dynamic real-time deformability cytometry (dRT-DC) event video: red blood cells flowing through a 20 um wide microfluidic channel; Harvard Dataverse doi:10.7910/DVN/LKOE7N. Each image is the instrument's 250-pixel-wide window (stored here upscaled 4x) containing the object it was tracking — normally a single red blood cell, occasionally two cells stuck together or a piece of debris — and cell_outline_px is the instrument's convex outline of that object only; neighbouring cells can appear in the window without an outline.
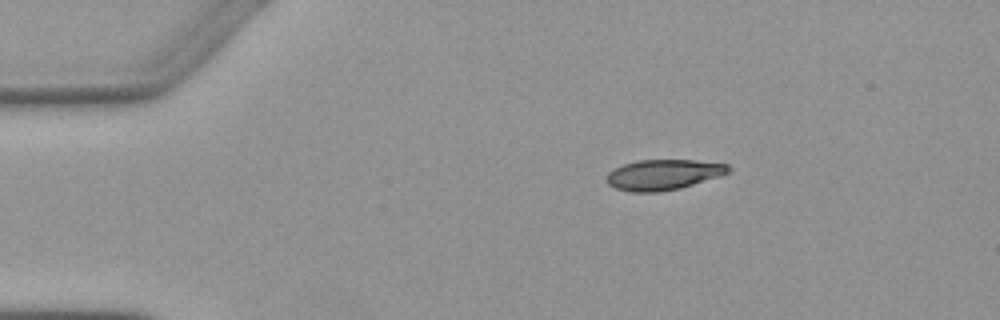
{"species": "Egyptian fruit bat (a non-hibernating species)", "species_latin": "Rousettus aegyptiacus", "temperature_condition": "warm", "stored_images_in_passage": 4, "camera_frame_rate_fps": 3000, "um_per_image_px": 0.085, "animal": {"sex": "female"}, "frame": {"image": 1, "passage_image": 1, "time_ms": 0.0, "image_size_px": [1000, 320], "cell_outline_px": [[732, 168], [728, 172], [720, 176], [680, 188], [660, 192], [632, 192], [616, 188], [608, 184], [608, 172], [624, 164], [640, 160], [692, 160], [728, 164]], "centroid_in_image_um": [56.41, 14.85], "position_along_channel_um": 28.6, "area_um2": 21.39}}
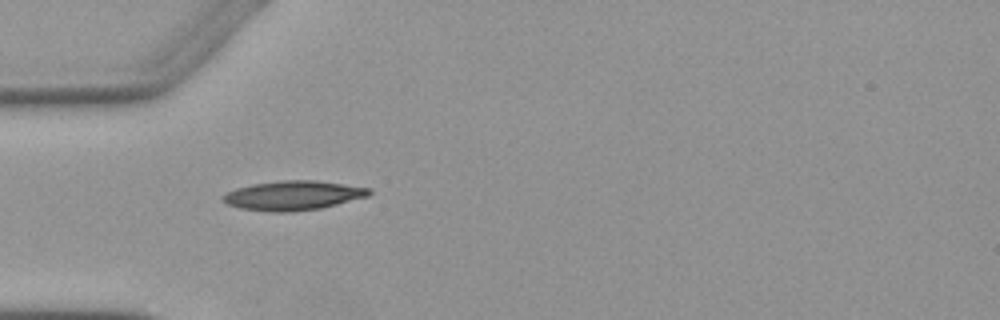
{"frame": {"image": 2, "passage_image": 3, "time_ms": 2.333, "image_size_px": [1000, 320], "cell_outline_px": [[372, 192], [368, 196], [320, 208], [292, 212], [268, 212], [240, 208], [228, 204], [220, 196], [236, 188], [252, 184], [280, 180], [316, 180], [372, 188]], "centroid_in_image_um": [24.91, 16.61], "position_along_channel_um": 60.1, "area_um2": 25.03}}
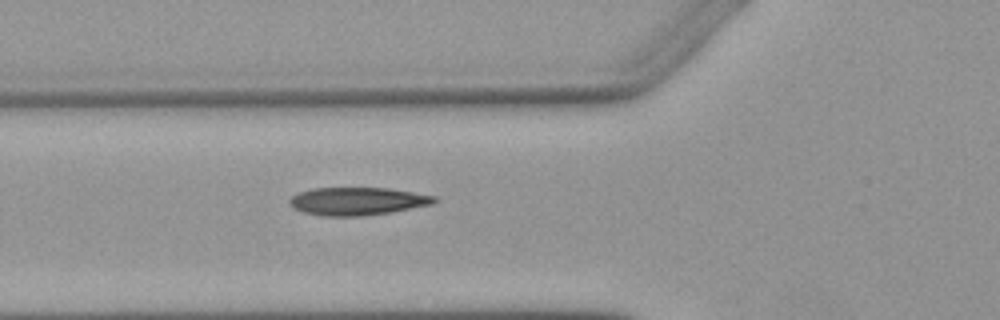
{"frame": {"image": 3, "passage_image": 4, "time_ms": 3.333, "image_size_px": [1000, 320], "cell_outline_px": [[436, 200], [432, 204], [392, 212], [364, 216], [324, 216], [304, 212], [292, 208], [288, 204], [288, 200], [292, 196], [300, 192], [312, 188], [388, 188], [436, 196]], "centroid_in_image_um": [30.34, 17.11], "position_along_channel_um": 95.5, "area_um2": 23.52}}